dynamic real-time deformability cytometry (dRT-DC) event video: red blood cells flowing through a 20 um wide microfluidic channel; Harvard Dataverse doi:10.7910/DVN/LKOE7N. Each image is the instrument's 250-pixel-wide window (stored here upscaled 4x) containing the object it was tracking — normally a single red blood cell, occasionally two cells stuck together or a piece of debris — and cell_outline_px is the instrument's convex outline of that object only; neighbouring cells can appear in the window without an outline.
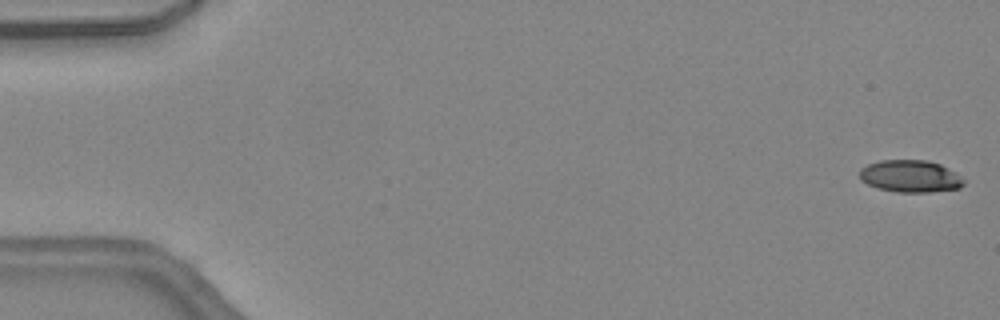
{"species": "common noctule bat (a hibernating species)", "species_latin": "Nyctalus noctula", "temperature_condition": "warm", "stored_images_in_passage": 41, "camera_frame_rate_fps": 3000, "um_per_image_px": 0.085, "animal": {"sex": "female", "body_mass_g": 24.6, "forearm_length_mm": 56.2}, "frame": {"image": 1, "passage_image": 1, "time_ms": 0.0, "image_size_px": [1000, 320], "cell_outline_px": [[964, 184], [960, 188], [932, 192], [896, 192], [876, 188], [860, 180], [860, 168], [868, 164], [880, 160], [928, 160], [940, 164], [956, 172], [964, 180]], "centroid_in_image_um": [77.38, 14.98], "position_along_channel_um": 7.6, "area_um2": 19.71}}
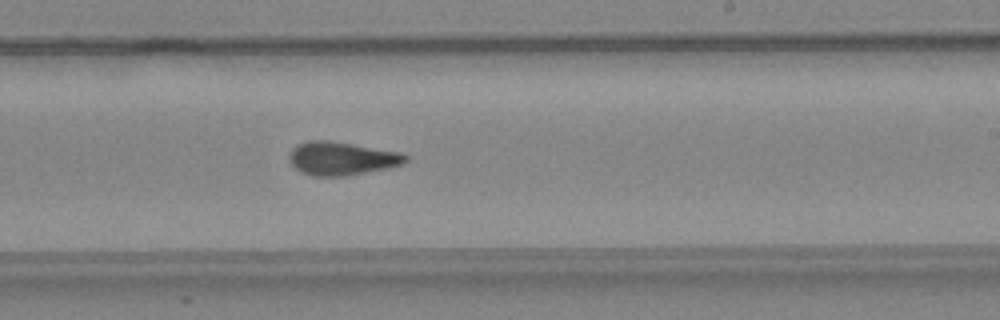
{"frame": {"image": 2, "passage_image": 28, "time_ms": 9.0, "image_size_px": [1000, 320], "cell_outline_px": [[408, 160], [404, 164], [388, 168], [348, 176], [312, 176], [300, 172], [288, 160], [288, 156], [292, 148], [296, 144], [308, 140], [328, 140], [404, 152], [408, 156]], "centroid_in_image_um": [29.06, 13.46], "position_along_channel_um": 259.9, "area_um2": 23.06}}
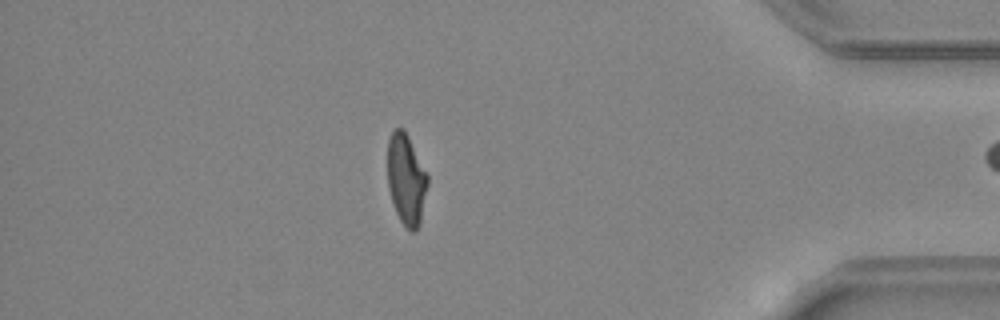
{"frame": {"image": 3, "passage_image": 40, "time_ms": 13.0, "image_size_px": [1000, 320], "cell_outline_px": [[428, 184], [420, 224], [416, 232], [412, 232], [400, 220], [392, 204], [388, 188], [388, 140], [392, 132], [396, 128], [404, 128], [428, 176]], "centroid_in_image_um": [34.53, 15.27], "position_along_channel_um": 400.7, "area_um2": 21.15}}